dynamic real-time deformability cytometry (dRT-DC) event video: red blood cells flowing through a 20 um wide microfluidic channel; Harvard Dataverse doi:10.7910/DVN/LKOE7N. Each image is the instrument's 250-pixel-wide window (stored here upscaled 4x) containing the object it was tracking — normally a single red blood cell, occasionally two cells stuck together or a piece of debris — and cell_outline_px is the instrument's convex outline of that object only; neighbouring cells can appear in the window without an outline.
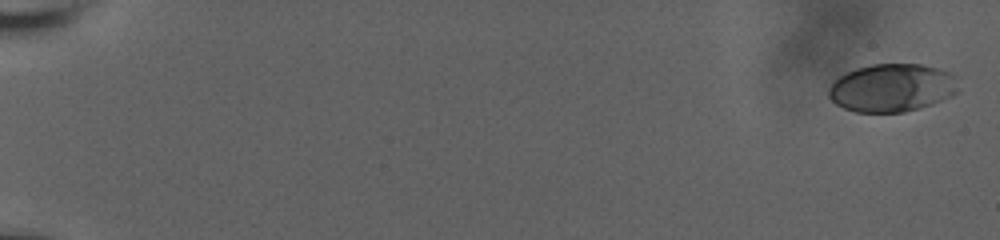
{"species": "human", "species_latin": "Homo sapiens", "temperature_condition": "room temperature", "stored_images_in_passage": 12, "camera_frame_rate_fps": 3000, "um_per_image_px": 0.085, "donor": {"sex": "male"}, "frame": {"image": 1, "passage_image": 1, "time_ms": 0.0, "image_size_px": [1000, 240], "cell_outline_px": [[956, 92], [952, 96], [932, 104], [920, 108], [904, 112], [856, 112], [844, 108], [836, 104], [828, 96], [828, 88], [840, 76], [856, 68], [872, 64], [920, 64], [936, 68], [948, 72], [956, 76]], "centroid_in_image_um": [75.81, 7.47], "position_along_channel_um": 9.2, "area_um2": 36.13}}
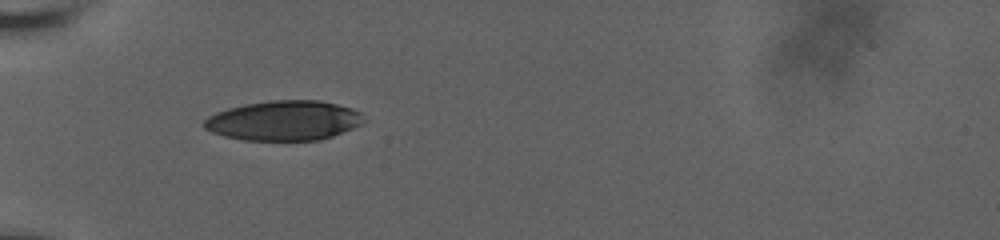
{"frame": {"image": 2, "passage_image": 9, "time_ms": 7.0, "image_size_px": [1000, 240], "cell_outline_px": [[364, 120], [360, 124], [352, 128], [332, 136], [320, 140], [244, 140], [224, 136], [212, 132], [204, 128], [204, 120], [208, 116], [216, 112], [228, 108], [244, 104], [272, 100], [320, 100], [352, 108], [360, 112]], "centroid_in_image_um": [24.11, 10.24], "position_along_channel_um": 60.9, "area_um2": 36.93}}
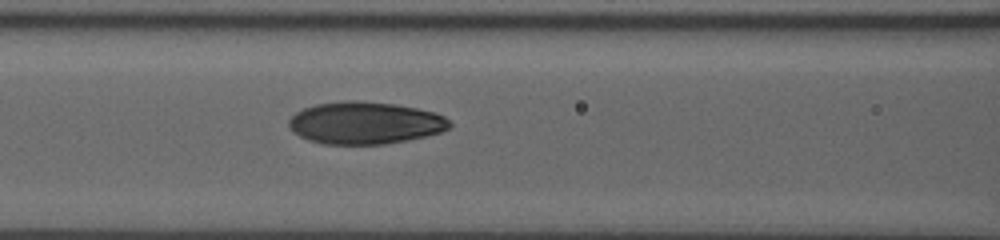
{"frame": {"image": 3, "passage_image": 12, "time_ms": 9.333, "image_size_px": [1000, 240], "cell_outline_px": [[452, 124], [448, 128], [440, 132], [408, 140], [384, 144], [324, 144], [308, 140], [292, 132], [288, 124], [288, 120], [296, 112], [304, 108], [316, 104], [344, 100], [356, 100], [392, 104], [416, 108], [432, 112], [444, 116]], "centroid_in_image_um": [30.98, 10.45], "position_along_channel_um": 135.6, "area_um2": 39.48}}